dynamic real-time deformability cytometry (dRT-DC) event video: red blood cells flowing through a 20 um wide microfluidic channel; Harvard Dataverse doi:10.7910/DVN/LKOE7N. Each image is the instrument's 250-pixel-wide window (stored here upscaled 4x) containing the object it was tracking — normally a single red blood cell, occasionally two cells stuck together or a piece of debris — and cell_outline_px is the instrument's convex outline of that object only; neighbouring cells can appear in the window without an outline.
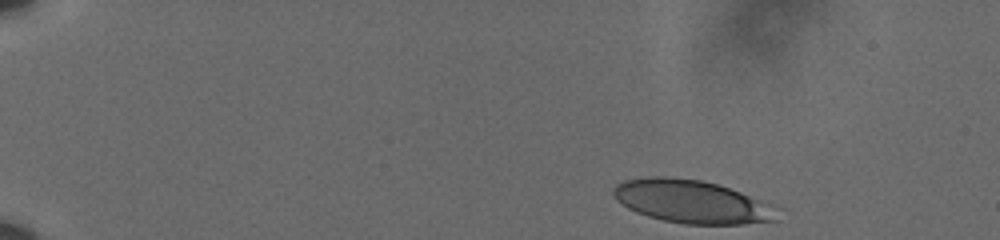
{"species": "human", "species_latin": "Homo sapiens", "temperature_condition": "cold", "stored_images_in_passage": 51, "camera_frame_rate_fps": 3000, "um_per_image_px": 0.085, "donor": {"sex": "male"}, "frame": {"image": 1, "passage_image": 1, "time_ms": 0.0, "image_size_px": [1000, 240], "cell_outline_px": [[776, 220], [744, 224], [684, 224], [664, 220], [648, 216], [636, 212], [628, 208], [616, 200], [612, 192], [616, 184], [624, 180], [648, 176], [668, 176], [700, 180], [716, 184], [740, 192], [756, 200], [776, 216]], "centroid_in_image_um": [58.6, 17.12], "position_along_channel_um": 26.4, "area_um2": 40.0}}
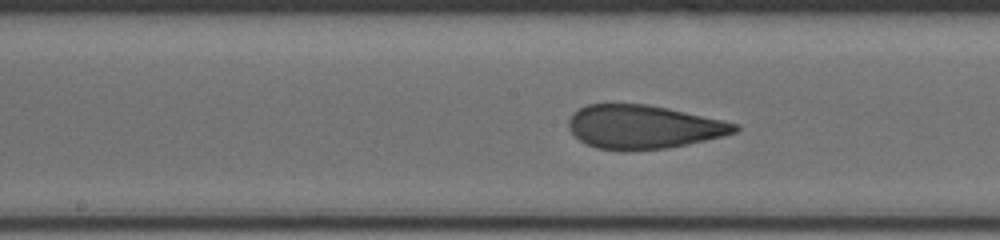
{"frame": {"image": 2, "passage_image": 25, "time_ms": 8.0, "image_size_px": [1000, 240], "cell_outline_px": [[740, 128], [736, 132], [724, 136], [688, 144], [668, 148], [596, 148], [580, 140], [568, 128], [568, 120], [572, 112], [588, 104], [648, 104], [668, 108], [740, 124]], "centroid_in_image_um": [54.71, 10.75], "position_along_channel_um": 193.5, "area_um2": 41.56}}
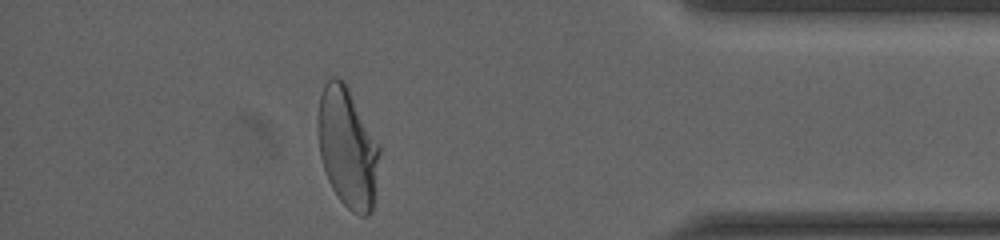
{"frame": {"image": 3, "passage_image": 45, "time_ms": 14.667, "image_size_px": [1000, 240], "cell_outline_px": [[380, 152], [372, 212], [368, 216], [360, 216], [352, 212], [340, 200], [332, 188], [328, 180], [320, 156], [316, 128], [316, 120], [320, 96], [324, 84], [332, 76], [336, 76], [348, 88], [380, 144]], "centroid_in_image_um": [29.52, 12.55], "position_along_channel_um": 405.7, "area_um2": 43.29}, "authors_computed_cell_mechanics": {"area_um2": 42.483, "velocity_mm_per_s": 3.6047, "shape_relaxation_time_tau1_ms": 8.5261, "shape_relaxation_time_tau2_ms": 0.9962, "deformation_change_tau1": 0.2238, "deformation_change_tau2": 0.0887}}